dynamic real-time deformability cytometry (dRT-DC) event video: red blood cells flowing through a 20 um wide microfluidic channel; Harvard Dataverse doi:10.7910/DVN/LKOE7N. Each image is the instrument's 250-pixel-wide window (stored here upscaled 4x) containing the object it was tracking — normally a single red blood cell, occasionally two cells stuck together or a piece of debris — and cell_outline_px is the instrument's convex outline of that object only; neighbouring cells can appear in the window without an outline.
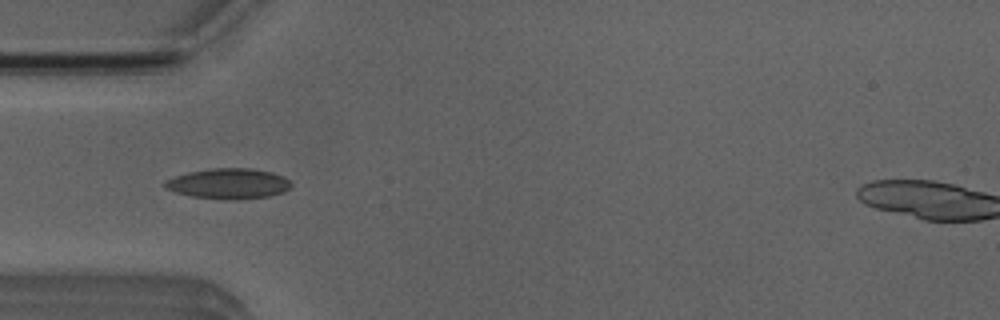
{"species": "Egyptian fruit bat (a non-hibernating species)", "species_latin": "Rousettus aegyptiacus", "temperature_condition": "room temperature", "stored_images_in_passage": 41, "segment_of_instrument_passage": [1, 2], "camera_frame_rate_fps": 3000, "um_per_image_px": 0.085, "animal": {"sex": "male"}, "frame": {"image": 1, "passage_image": 4, "time_ms": 1.0, "image_size_px": [1000, 320], "cell_outline_px": [[292, 184], [284, 192], [268, 196], [236, 200], [232, 200], [192, 196], [176, 192], [164, 188], [164, 180], [188, 172], [212, 168], [248, 168], [272, 172], [284, 176]], "centroid_in_image_um": [19.42, 15.6], "position_along_channel_um": 65.6, "area_um2": 22.31}}
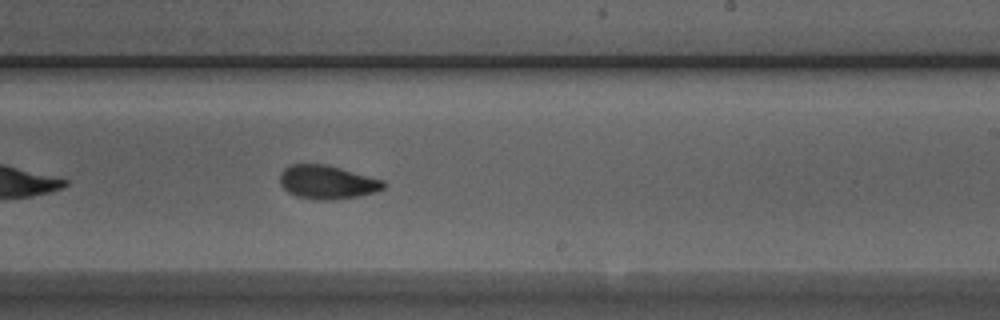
{"frame": {"image": 2, "passage_image": 19, "time_ms": 6.0, "image_size_px": [1000, 320], "cell_outline_px": [[388, 184], [384, 188], [376, 192], [356, 196], [332, 200], [316, 200], [296, 196], [288, 192], [280, 184], [280, 172], [284, 168], [292, 164], [328, 164], [384, 180]], "centroid_in_image_um": [27.82, 15.48], "position_along_channel_um": 261.2, "area_um2": 20.52}}
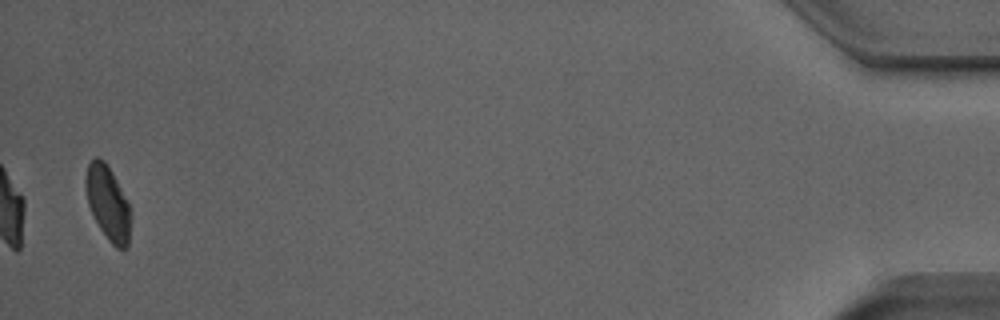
{"frame": {"image": 3, "passage_image": 39, "time_ms": 12.667, "image_size_px": [1000, 320], "cell_outline_px": [[132, 212], [128, 248], [116, 248], [108, 240], [100, 228], [88, 204], [84, 184], [84, 180], [88, 164], [96, 156], [104, 160], [112, 172]], "centroid_in_image_um": [9.18, 17.27], "position_along_channel_um": 426.0, "area_um2": 19.42}}